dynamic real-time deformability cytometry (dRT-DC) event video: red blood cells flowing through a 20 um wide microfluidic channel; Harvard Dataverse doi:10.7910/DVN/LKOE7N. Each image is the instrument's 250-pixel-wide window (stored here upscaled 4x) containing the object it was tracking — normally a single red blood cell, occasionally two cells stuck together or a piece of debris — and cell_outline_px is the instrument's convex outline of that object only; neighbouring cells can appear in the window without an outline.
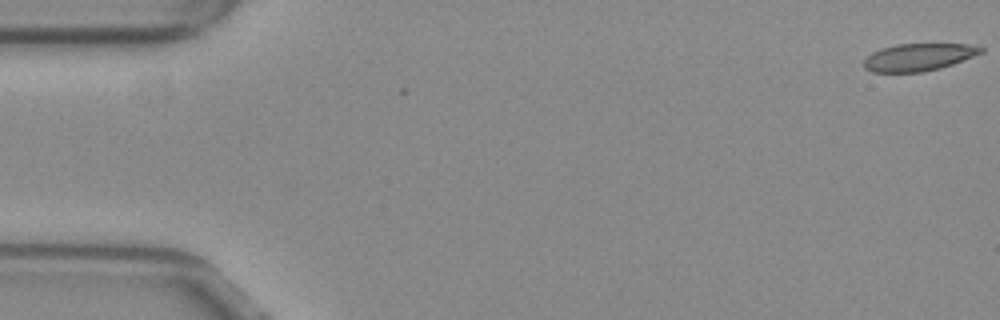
{"species": "common noctule bat (a hibernating species)", "species_latin": "Nyctalus noctula", "temperature_condition": "warm", "stored_images_in_passage": 16, "camera_frame_rate_fps": 3000, "um_per_image_px": 0.085, "animal": {"sex": "female", "body_mass_g": 29.2, "forearm_length_mm": 56.3}, "frame": {"image": 1, "passage_image": 1, "time_ms": 0.0, "image_size_px": [1000, 320], "cell_outline_px": [[984, 52], [952, 64], [940, 68], [924, 72], [872, 72], [864, 68], [864, 60], [872, 52], [880, 48], [896, 44], [968, 44], [984, 48]], "centroid_in_image_um": [78.06, 4.86], "position_along_channel_um": 6.9, "area_um2": 18.67}}
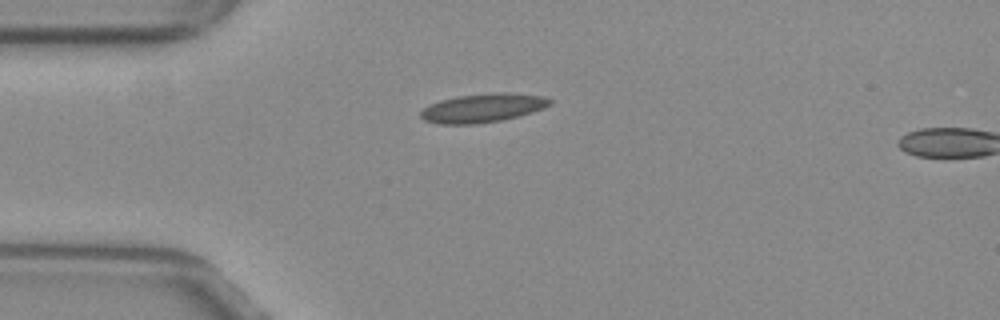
{"frame": {"image": 2, "passage_image": 14, "time_ms": 4.333, "image_size_px": [1000, 320], "cell_outline_px": [[552, 104], [544, 108], [532, 112], [500, 120], [476, 124], [440, 124], [424, 120], [420, 116], [420, 112], [428, 104], [440, 100], [456, 96], [500, 92], [508, 92], [544, 96], [552, 100]], "centroid_in_image_um": [41.03, 9.17], "position_along_channel_um": 44.0, "area_um2": 21.68}}